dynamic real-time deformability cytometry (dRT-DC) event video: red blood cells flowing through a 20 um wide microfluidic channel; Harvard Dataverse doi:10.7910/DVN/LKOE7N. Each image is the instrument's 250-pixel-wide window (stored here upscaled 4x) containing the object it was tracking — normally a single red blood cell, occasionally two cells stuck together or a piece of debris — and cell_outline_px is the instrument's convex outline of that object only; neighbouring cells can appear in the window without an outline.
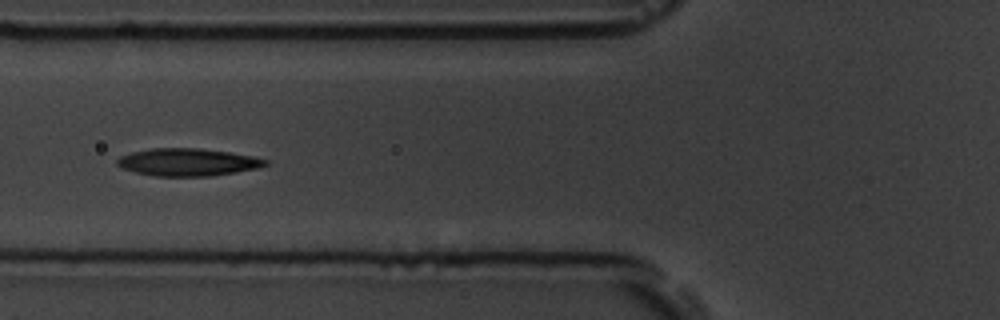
{"species": "common noctule bat (a hibernating species)", "species_latin": "Nyctalus noctula", "temperature_condition": "room temperature", "stored_images_in_passage": 15, "camera_frame_rate_fps": 3000, "um_per_image_px": 0.085, "animal": {"sex": "male", "body_mass_g": 19.5, "forearm_length_mm": 54.6}, "frame": {"image": 1, "passage_image": 5, "time_ms": 4.667, "image_size_px": [1000, 320], "cell_outline_px": [[268, 164], [260, 168], [236, 172], [208, 176], [156, 176], [136, 172], [124, 168], [116, 164], [116, 160], [120, 156], [132, 152], [152, 148], [200, 148], [228, 152], [252, 156], [268, 160]], "centroid_in_image_um": [15.97, 13.78], "position_along_channel_um": 109.8, "area_um2": 23.64}}
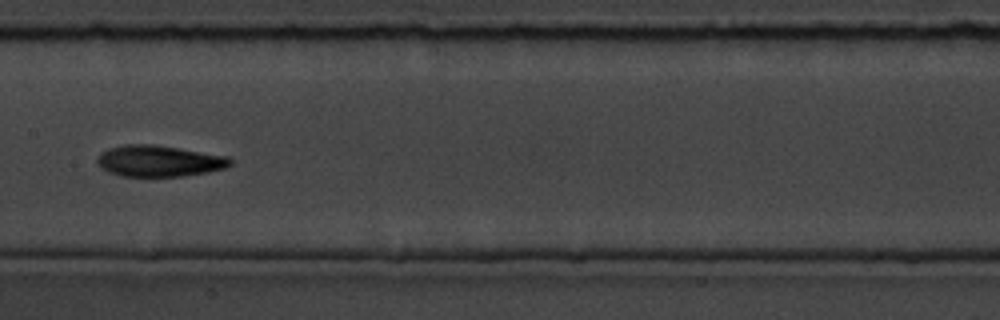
{"frame": {"image": 2, "passage_image": 7, "time_ms": 7.0, "image_size_px": [1000, 320], "cell_outline_px": [[232, 164], [224, 168], [208, 172], [180, 176], [120, 176], [108, 172], [96, 160], [100, 152], [108, 148], [124, 144], [152, 144], [228, 156], [232, 160]], "centroid_in_image_um": [13.51, 13.68], "position_along_channel_um": 193.9, "area_um2": 24.1}}
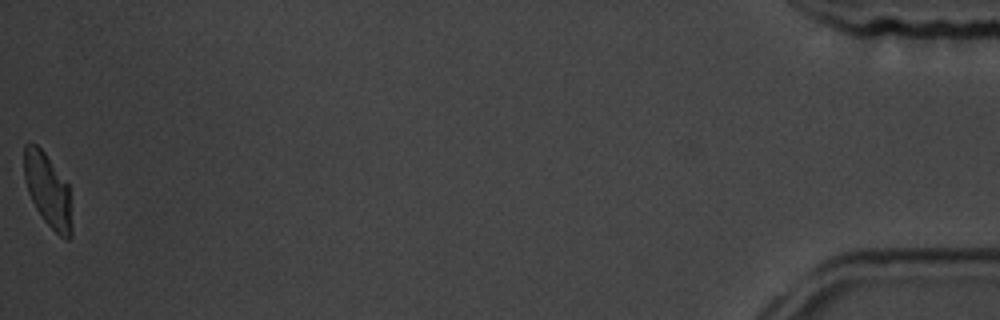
{"frame": {"image": 3, "passage_image": 15, "time_ms": 16.333, "image_size_px": [1000, 320], "cell_outline_px": [[72, 236], [68, 240], [60, 236], [44, 220], [36, 208], [28, 192], [24, 176], [24, 144], [36, 144], [44, 152], [68, 184], [72, 224]], "centroid_in_image_um": [4.07, 16.19], "position_along_channel_um": 431.1, "area_um2": 20.17}, "authors_computed_cell_mechanics": {"area_um2": 23.4668, "velocity_mm_per_s": 3.6028, "shape_relaxation_time_tau1_ms": 6.4154, "shape_relaxation_time_tau2_ms": 1.8454, "deformation_change_tau1": 0.1659, "deformation_change_tau2": 0.059}}